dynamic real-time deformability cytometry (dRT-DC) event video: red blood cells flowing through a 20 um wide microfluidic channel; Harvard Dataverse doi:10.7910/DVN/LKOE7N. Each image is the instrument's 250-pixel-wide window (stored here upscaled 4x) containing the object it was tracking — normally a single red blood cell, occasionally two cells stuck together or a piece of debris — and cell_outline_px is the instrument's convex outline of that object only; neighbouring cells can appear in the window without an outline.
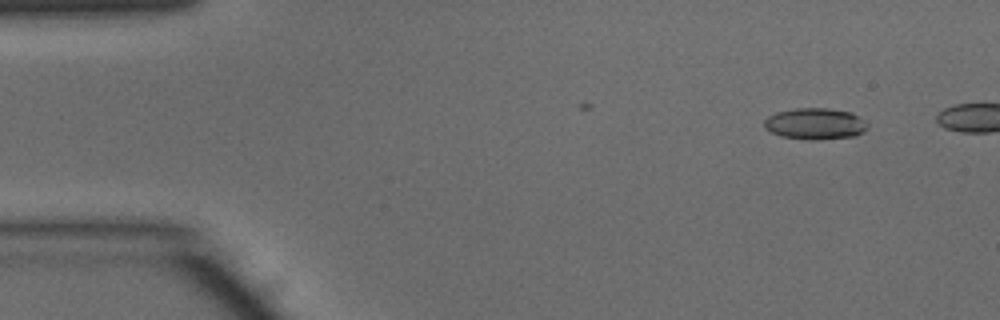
{"species": "common noctule bat (a hibernating species)", "species_latin": "Nyctalus noctula", "temperature_condition": "warm", "stored_images_in_passage": 9, "camera_frame_rate_fps": 3000, "um_per_image_px": 0.085, "animal": {"sex": "male", "body_mass_g": 15.6}, "frame": {"image": 1, "passage_image": 1, "time_ms": 0.0, "image_size_px": [1000, 320], "cell_outline_px": [[868, 128], [864, 132], [856, 136], [812, 140], [780, 136], [764, 128], [764, 120], [768, 116], [776, 112], [796, 108], [828, 108], [852, 112], [868, 124]], "centroid_in_image_um": [69.29, 10.52], "position_along_channel_um": 15.7, "area_um2": 18.96}}